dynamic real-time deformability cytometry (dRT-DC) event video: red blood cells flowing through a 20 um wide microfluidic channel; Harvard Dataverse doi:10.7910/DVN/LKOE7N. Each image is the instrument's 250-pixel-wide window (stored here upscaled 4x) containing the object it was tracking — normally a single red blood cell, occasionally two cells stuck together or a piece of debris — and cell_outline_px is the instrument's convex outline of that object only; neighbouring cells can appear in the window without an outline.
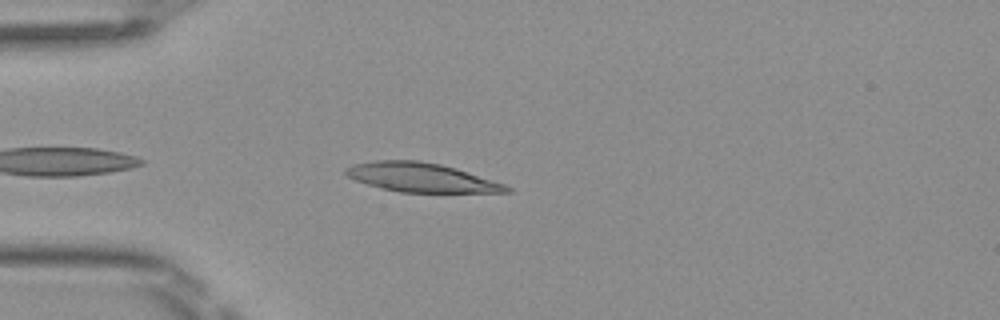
{"species": "Egyptian fruit bat (a non-hibernating species)", "species_latin": "Rousettus aegyptiacus", "temperature_condition": "room temperature", "stored_images_in_passage": 37, "camera_frame_rate_fps": 3000, "um_per_image_px": 0.085, "frame": {"image": 1, "passage_image": 3, "time_ms": 0.667, "image_size_px": [1000, 320], "cell_outline_px": [[512, 192], [400, 192], [380, 188], [356, 180], [348, 176], [344, 172], [344, 168], [352, 164], [376, 160], [420, 160], [440, 164], [456, 168], [504, 184], [512, 188]], "centroid_in_image_um": [35.77, 15.07], "position_along_channel_um": 49.2, "area_um2": 27.11}}
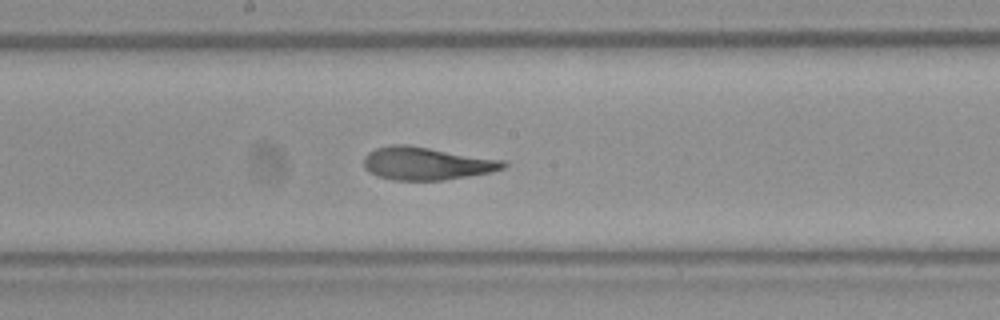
{"frame": {"image": 2, "passage_image": 16, "time_ms": 5.0, "image_size_px": [1000, 320], "cell_outline_px": [[508, 164], [504, 168], [492, 172], [444, 180], [396, 180], [376, 176], [364, 168], [364, 156], [368, 152], [376, 148], [388, 144], [408, 144], [504, 160]], "centroid_in_image_um": [36.24, 13.88], "position_along_channel_um": 212.0, "area_um2": 26.93}}
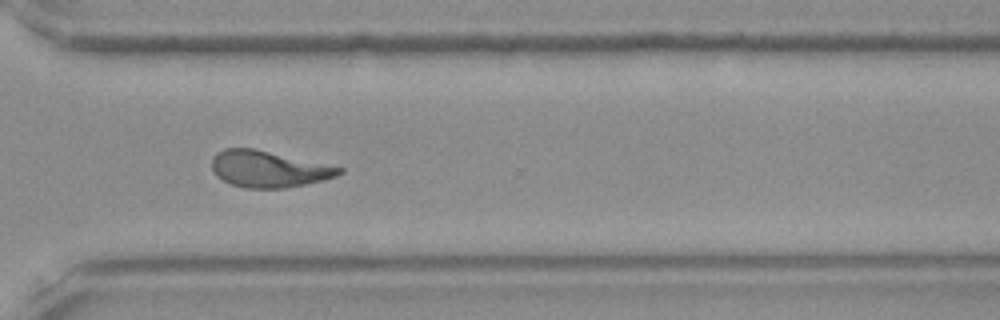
{"frame": {"image": 3, "passage_image": 26, "time_ms": 8.333, "image_size_px": [1000, 320], "cell_outline_px": [[344, 172], [336, 176], [324, 180], [284, 188], [244, 188], [232, 184], [216, 176], [212, 168], [212, 156], [216, 152], [224, 148], [256, 148], [344, 168]], "centroid_in_image_um": [22.81, 14.35], "position_along_channel_um": 347.8, "area_um2": 27.11}, "authors_computed_cell_mechanics": {"area_um2": 26.8192, "velocity_mm_per_s": 4.0789, "shape_relaxation_time_tau1_ms": 10.4362, "shape_relaxation_time_tau2_ms": 1.6849, "deformation_change_tau1": 0.2737, "deformation_change_tau2": 0.0859}}